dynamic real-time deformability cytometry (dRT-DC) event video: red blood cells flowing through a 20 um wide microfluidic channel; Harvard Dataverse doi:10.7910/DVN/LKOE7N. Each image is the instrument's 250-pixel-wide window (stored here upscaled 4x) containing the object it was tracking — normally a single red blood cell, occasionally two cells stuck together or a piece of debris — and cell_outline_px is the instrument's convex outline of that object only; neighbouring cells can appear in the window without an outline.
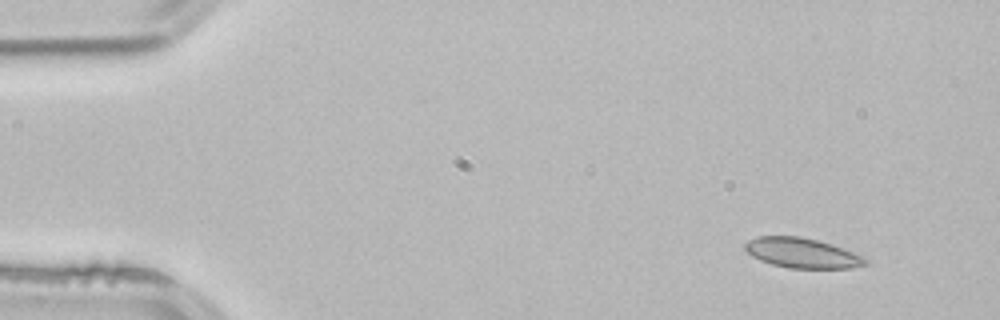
{"species": "common noctule bat (a hibernating species)", "species_latin": "Nyctalus noctula", "temperature_condition": "room temperature", "stored_images_in_passage": 3, "camera_frame_rate_fps": 3000, "um_per_image_px": 0.085, "animal": {"sex": "male", "body_mass_g": 21.5, "forearm_length_mm": 52.0}, "frame": {"image": 1, "passage_image": 1, "time_ms": 0.0, "image_size_px": [1000, 320], "cell_outline_px": [[868, 264], [852, 268], [788, 268], [772, 264], [760, 260], [752, 256], [744, 248], [744, 244], [748, 240], [756, 236], [796, 236], [816, 240], [832, 244], [864, 256], [868, 260]], "centroid_in_image_um": [68.18, 21.5], "position_along_channel_um": 16.8, "area_um2": 21.04}}
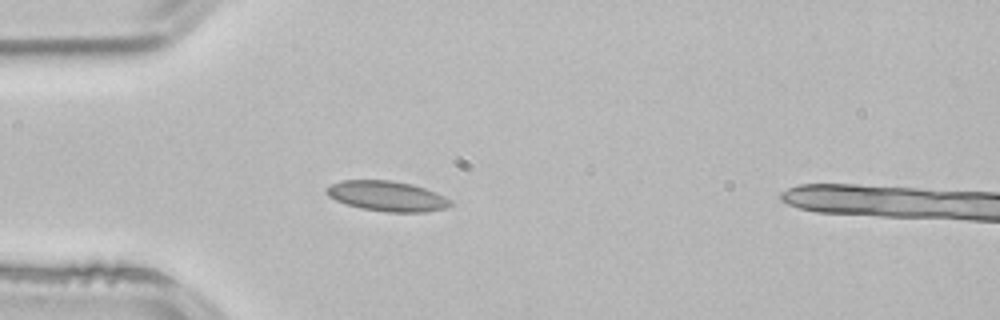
{"frame": {"image": 2, "passage_image": 3, "time_ms": 0.667, "image_size_px": [1000, 320], "cell_outline_px": [[452, 204], [444, 208], [424, 212], [384, 212], [360, 208], [336, 200], [328, 196], [324, 192], [324, 188], [340, 180], [392, 180], [412, 184], [436, 192], [452, 200]], "centroid_in_image_um": [32.87, 16.66], "position_along_channel_um": 52.1, "area_um2": 21.91}}